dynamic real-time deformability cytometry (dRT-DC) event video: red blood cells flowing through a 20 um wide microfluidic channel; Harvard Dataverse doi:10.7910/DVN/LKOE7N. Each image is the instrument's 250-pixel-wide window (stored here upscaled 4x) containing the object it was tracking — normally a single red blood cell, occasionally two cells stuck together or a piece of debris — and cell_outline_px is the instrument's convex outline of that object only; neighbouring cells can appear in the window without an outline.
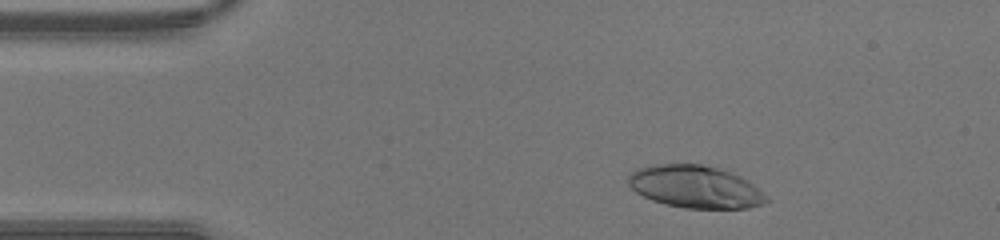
{"species": "human", "species_latin": "Homo sapiens", "temperature_condition": "warm", "stored_images_in_passage": 35, "camera_frame_rate_fps": 3000, "um_per_image_px": 0.085, "donor": {"sex": "male"}, "frame": {"image": 1, "passage_image": 4, "time_ms": 1.0, "image_size_px": [1000, 240], "cell_outline_px": [[772, 200], [764, 204], [748, 208], [684, 208], [664, 204], [652, 200], [636, 192], [628, 184], [628, 176], [636, 168], [656, 164], [700, 164], [716, 168], [740, 176], [748, 180], [768, 196]], "centroid_in_image_um": [59.12, 15.89], "position_along_channel_um": 25.9, "area_um2": 34.22}}
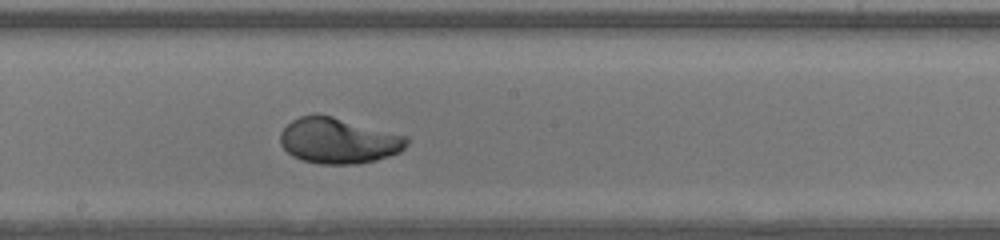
{"frame": {"image": 2, "passage_image": 21, "time_ms": 6.667, "image_size_px": [1000, 240], "cell_outline_px": [[408, 144], [400, 152], [376, 160], [356, 164], [320, 164], [304, 160], [292, 156], [280, 144], [280, 132], [292, 120], [300, 116], [316, 112], [332, 116], [408, 136]], "centroid_in_image_um": [28.76, 11.94], "position_along_channel_um": 219.4, "area_um2": 33.81}}
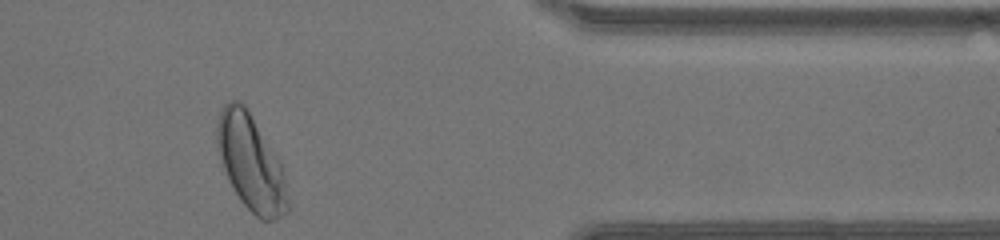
{"frame": {"image": 3, "passage_image": 34, "time_ms": 11.0, "image_size_px": [1000, 240], "cell_outline_px": [[288, 212], [284, 216], [276, 220], [260, 220], [240, 200], [224, 168], [220, 156], [216, 140], [216, 128], [220, 112], [224, 104], [228, 100], [240, 100], [248, 108], [280, 160], [284, 176], [288, 200]], "centroid_in_image_um": [21.35, 13.81], "position_along_channel_um": 390.1, "area_um2": 39.3}}